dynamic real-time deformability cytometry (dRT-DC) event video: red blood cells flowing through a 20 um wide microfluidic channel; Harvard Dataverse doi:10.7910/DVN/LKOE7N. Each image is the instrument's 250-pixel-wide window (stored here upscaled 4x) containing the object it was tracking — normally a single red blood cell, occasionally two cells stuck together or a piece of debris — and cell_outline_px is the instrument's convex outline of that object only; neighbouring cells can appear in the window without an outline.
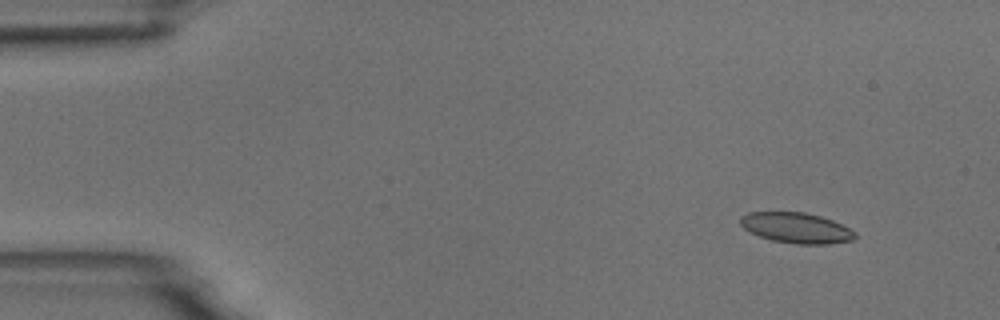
{"species": "common noctule bat (a hibernating species)", "species_latin": "Nyctalus noctula", "temperature_condition": "room temperature", "stored_images_in_passage": 5, "camera_frame_rate_fps": 3000, "um_per_image_px": 0.085, "animal": {"sex": "male", "body_mass_g": 18.8}, "frame": {"image": 1, "passage_image": 2, "time_ms": 1.333, "image_size_px": [1000, 320], "cell_outline_px": [[856, 236], [852, 240], [828, 244], [796, 244], [772, 240], [760, 236], [744, 228], [740, 224], [740, 216], [748, 212], [804, 212], [820, 216], [832, 220], [856, 232]], "centroid_in_image_um": [67.68, 19.36], "position_along_channel_um": 17.3, "area_um2": 20.23}}